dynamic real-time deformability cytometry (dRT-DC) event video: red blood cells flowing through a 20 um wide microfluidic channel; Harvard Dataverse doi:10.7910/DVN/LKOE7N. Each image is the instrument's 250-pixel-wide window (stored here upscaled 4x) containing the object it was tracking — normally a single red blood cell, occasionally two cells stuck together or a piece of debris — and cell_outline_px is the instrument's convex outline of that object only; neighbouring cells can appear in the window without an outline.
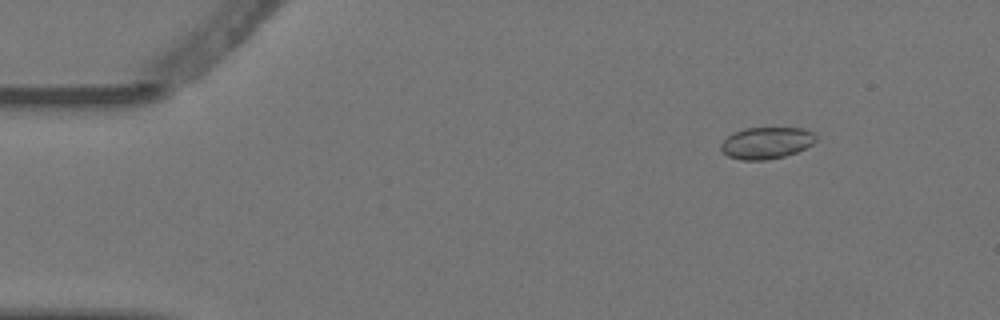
{"species": "Egyptian fruit bat (a non-hibernating species)", "species_latin": "Rousettus aegyptiacus", "temperature_condition": "warm", "stored_images_in_passage": 2, "camera_frame_rate_fps": 3000, "um_per_image_px": 0.085, "animal": {"sex": "female"}, "frame": {"image": 1, "passage_image": 2, "time_ms": 0.333, "image_size_px": [1000, 320], "cell_outline_px": [[816, 140], [812, 144], [796, 152], [784, 156], [768, 160], [740, 160], [728, 156], [720, 148], [720, 144], [732, 132], [744, 128], [804, 128], [812, 132], [816, 136]], "centroid_in_image_um": [65.12, 12.14], "position_along_channel_um": 19.9, "area_um2": 17.57}}